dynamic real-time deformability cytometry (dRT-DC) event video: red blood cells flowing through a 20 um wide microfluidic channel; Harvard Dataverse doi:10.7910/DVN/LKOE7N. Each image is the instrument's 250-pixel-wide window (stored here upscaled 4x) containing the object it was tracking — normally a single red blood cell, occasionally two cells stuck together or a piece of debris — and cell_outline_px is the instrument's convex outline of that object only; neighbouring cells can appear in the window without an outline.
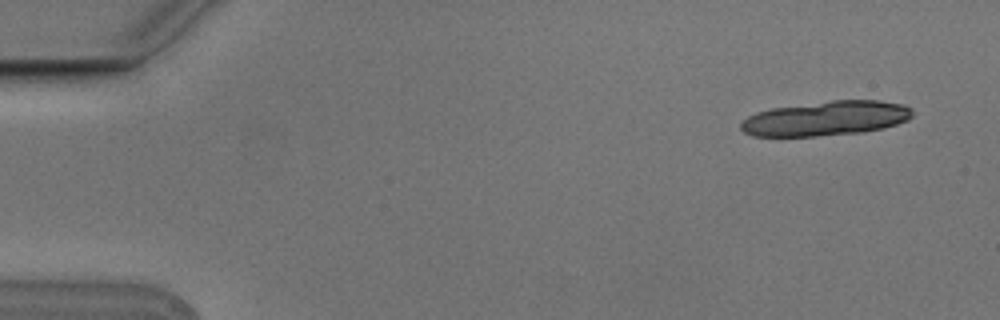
{"species": "Egyptian fruit bat (a non-hibernating species)", "species_latin": "Rousettus aegyptiacus", "temperature_condition": "cold", "stored_images_in_passage": 6, "camera_frame_rate_fps": 3000, "um_per_image_px": 0.085, "animal": {"sex": "male"}, "frame": {"image": 1, "passage_image": 1, "time_ms": 0.0, "image_size_px": [1000, 320], "cell_outline_px": [[912, 116], [908, 120], [884, 128], [864, 132], [816, 136], [752, 136], [744, 132], [740, 128], [740, 124], [748, 116], [756, 112], [772, 108], [832, 100], [880, 100], [904, 104], [912, 108]], "centroid_in_image_um": [70.23, 10.06], "position_along_channel_um": 14.8, "area_um2": 34.74}}